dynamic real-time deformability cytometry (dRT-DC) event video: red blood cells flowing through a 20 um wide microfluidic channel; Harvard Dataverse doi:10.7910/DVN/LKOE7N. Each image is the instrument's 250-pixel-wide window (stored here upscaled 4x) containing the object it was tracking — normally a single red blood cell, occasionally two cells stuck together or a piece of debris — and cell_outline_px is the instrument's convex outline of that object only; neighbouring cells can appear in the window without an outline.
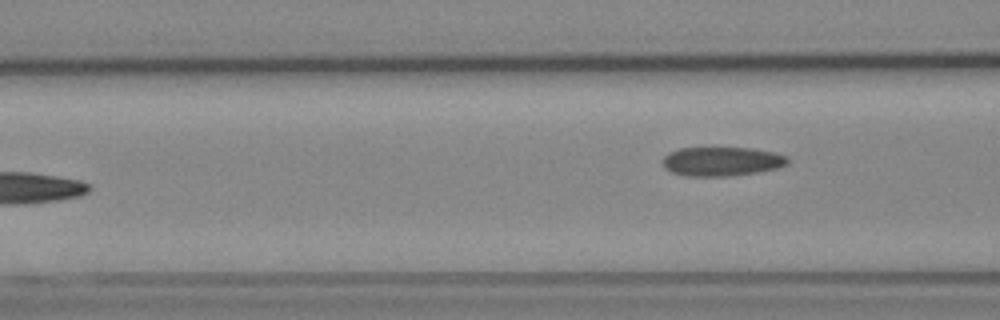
{"species": "Egyptian fruit bat (a non-hibernating species)", "species_latin": "Rousettus aegyptiacus", "temperature_condition": "cold", "stored_images_in_passage": 8, "camera_frame_rate_fps": 3000, "um_per_image_px": 0.085, "animal": {"sex": "female"}, "frame": {"image": 1, "passage_image": 8, "time_ms": 8.333, "image_size_px": [1000, 320], "cell_outline_px": [[788, 164], [776, 168], [756, 172], [728, 176], [684, 176], [672, 172], [664, 168], [660, 160], [668, 152], [680, 148], [752, 148], [776, 152], [788, 156]], "centroid_in_image_um": [61.32, 13.71], "position_along_channel_um": 105.3, "area_um2": 21.39}}